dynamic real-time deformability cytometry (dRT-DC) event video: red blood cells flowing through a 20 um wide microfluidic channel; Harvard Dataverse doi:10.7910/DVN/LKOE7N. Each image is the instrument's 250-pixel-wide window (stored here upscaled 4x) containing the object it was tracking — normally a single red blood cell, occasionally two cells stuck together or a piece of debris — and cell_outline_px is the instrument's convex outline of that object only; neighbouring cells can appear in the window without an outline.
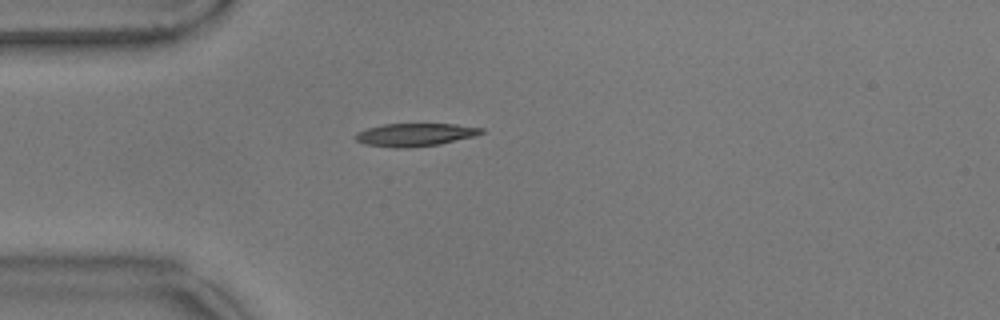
{"species": "common noctule bat (a hibernating species)", "species_latin": "Nyctalus noctula", "temperature_condition": "warm", "stored_images_in_passage": 10, "camera_frame_rate_fps": 3000, "um_per_image_px": 0.085, "animal": {"sex": "male", "body_mass_g": 17.9}, "frame": {"image": 1, "passage_image": 1, "time_ms": 0.0, "image_size_px": [1000, 320], "cell_outline_px": [[484, 132], [476, 136], [440, 144], [408, 148], [392, 148], [364, 144], [356, 140], [356, 132], [368, 128], [384, 124], [456, 124], [484, 128]], "centroid_in_image_um": [35.3, 11.46], "position_along_channel_um": 49.7, "area_um2": 16.94}}
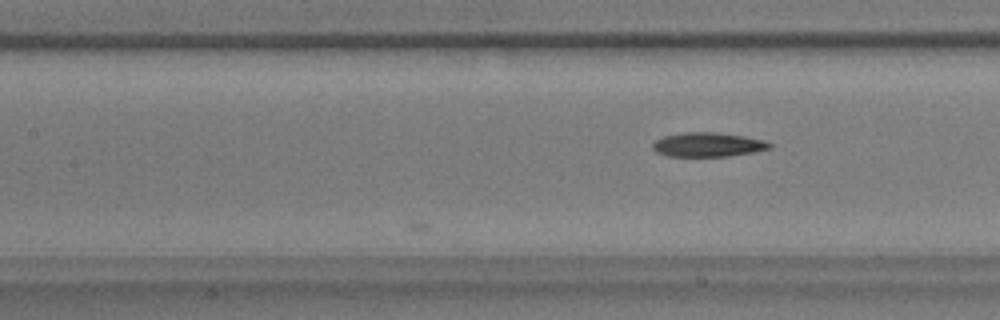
{"frame": {"image": 2, "passage_image": 10, "time_ms": 3.0, "image_size_px": [1000, 320], "cell_outline_px": [[772, 148], [752, 152], [728, 156], [668, 156], [656, 152], [652, 148], [652, 144], [656, 140], [664, 136], [684, 132], [712, 132], [744, 136], [764, 140], [772, 144]], "centroid_in_image_um": [60.16, 12.29], "position_along_channel_um": 147.2, "area_um2": 16.42}}